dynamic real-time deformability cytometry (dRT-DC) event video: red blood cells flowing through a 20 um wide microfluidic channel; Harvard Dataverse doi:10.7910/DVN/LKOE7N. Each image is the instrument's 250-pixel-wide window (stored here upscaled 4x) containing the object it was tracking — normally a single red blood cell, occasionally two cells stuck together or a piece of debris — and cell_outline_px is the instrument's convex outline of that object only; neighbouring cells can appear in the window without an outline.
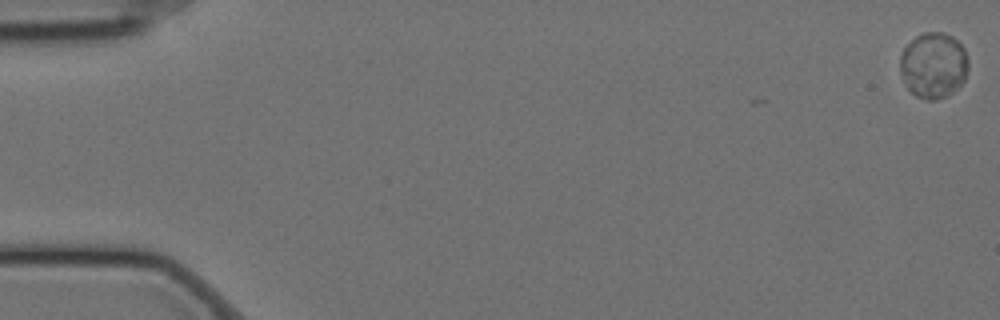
{"species": "Egyptian fruit bat (a non-hibernating species)", "species_latin": "Rousettus aegyptiacus", "temperature_condition": "cold", "stored_images_in_passage": 4, "camera_frame_rate_fps": 3000, "um_per_image_px": 0.085, "animal": {"sex": "female"}, "frame": {"image": 1, "passage_image": 1, "time_ms": 0.0, "image_size_px": [1000, 320], "cell_outline_px": [[968, 68], [964, 80], [948, 96], [936, 100], [928, 100], [916, 96], [904, 84], [900, 72], [900, 56], [904, 48], [916, 36], [924, 32], [944, 32], [952, 36], [964, 48], [968, 60]], "centroid_in_image_um": [79.34, 5.55], "position_along_channel_um": 5.7, "area_um2": 26.24}}